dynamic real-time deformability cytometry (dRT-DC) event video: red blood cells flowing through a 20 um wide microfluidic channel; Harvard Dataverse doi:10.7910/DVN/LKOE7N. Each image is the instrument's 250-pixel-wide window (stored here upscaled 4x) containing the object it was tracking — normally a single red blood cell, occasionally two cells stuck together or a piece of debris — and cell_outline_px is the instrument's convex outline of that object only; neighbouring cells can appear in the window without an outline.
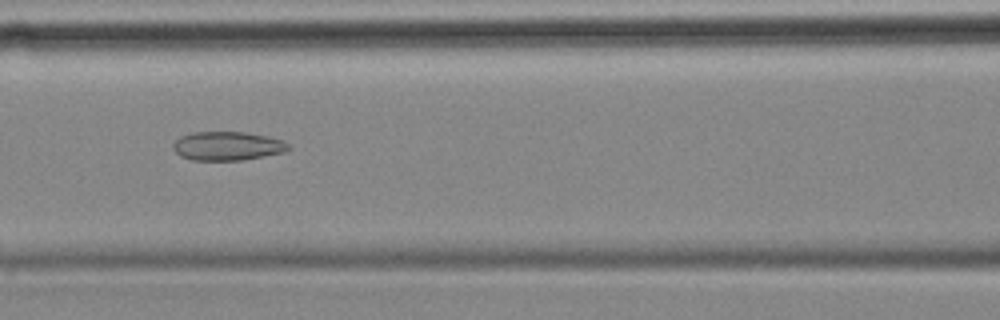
{"species": "common noctule bat (a hibernating species)", "species_latin": "Nyctalus noctula", "temperature_condition": "cold", "stored_images_in_passage": 56, "camera_frame_rate_fps": 3000, "um_per_image_px": 0.085, "animal": {"sex": "female", "body_mass_g": 18.4}, "frame": {"image": 1, "passage_image": 24, "time_ms": 7.667, "image_size_px": [1000, 320], "cell_outline_px": [[292, 148], [284, 152], [244, 160], [192, 160], [180, 156], [172, 148], [172, 144], [180, 136], [192, 132], [244, 132], [268, 136], [284, 140]], "centroid_in_image_um": [19.34, 12.41], "position_along_channel_um": 147.3, "area_um2": 19.54}}
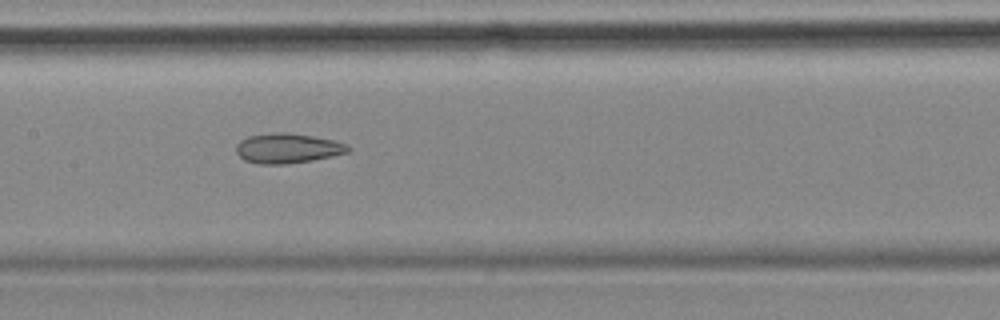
{"frame": {"image": 2, "passage_image": 27, "time_ms": 8.667, "image_size_px": [1000, 320], "cell_outline_px": [[352, 148], [348, 152], [332, 156], [312, 160], [284, 164], [256, 164], [244, 160], [236, 152], [236, 144], [240, 140], [248, 136], [280, 132], [288, 132], [312, 136], [332, 140], [348, 144]], "centroid_in_image_um": [24.44, 12.6], "position_along_channel_um": 183.0, "area_um2": 19.48}}
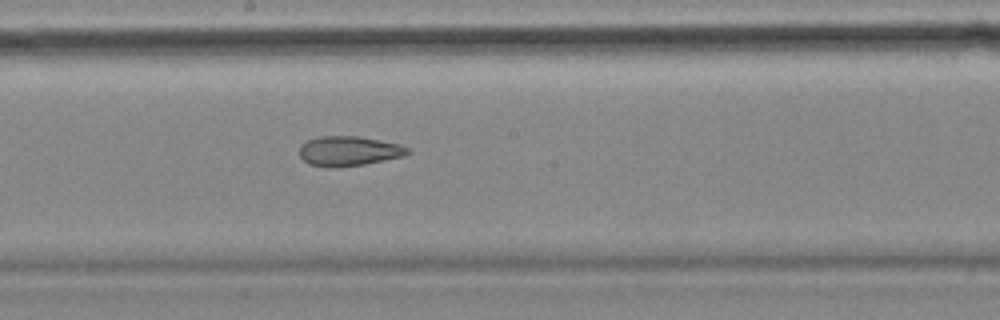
{"frame": {"image": 3, "passage_image": 30, "time_ms": 9.667, "image_size_px": [1000, 320], "cell_outline_px": [[412, 152], [404, 156], [364, 164], [308, 164], [300, 156], [300, 144], [308, 140], [320, 136], [360, 136], [400, 144], [408, 148]], "centroid_in_image_um": [29.71, 12.78], "position_along_channel_um": 218.5, "area_um2": 18.03}, "authors_computed_cell_mechanics": {"area_um2": 23.0622, "velocity_mm_per_s": 3.585, "shape_relaxation_time_tau1_ms": null, "shape_relaxation_time_tau2_ms": 4.1786, "deformation_change_tau1": null, "deformation_change_tau2": 0.1379}}